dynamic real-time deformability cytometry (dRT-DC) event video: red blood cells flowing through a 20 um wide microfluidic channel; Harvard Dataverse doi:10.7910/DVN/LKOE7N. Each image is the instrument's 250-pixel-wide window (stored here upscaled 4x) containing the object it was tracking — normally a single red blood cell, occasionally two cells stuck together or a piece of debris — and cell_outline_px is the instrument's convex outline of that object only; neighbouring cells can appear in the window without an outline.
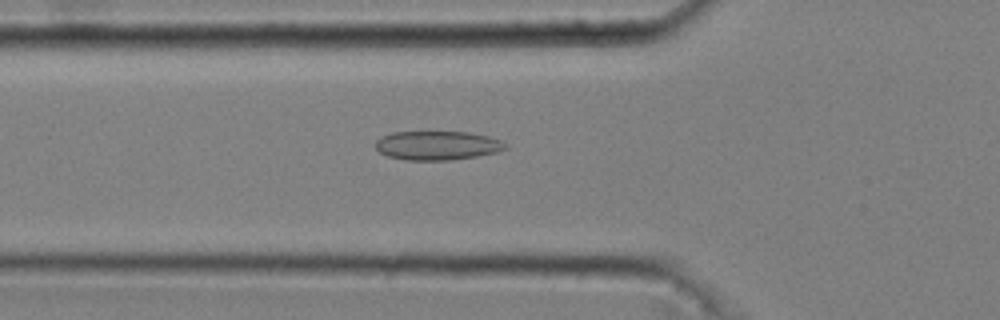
{"species": "common noctule bat (a hibernating species)", "species_latin": "Nyctalus noctula", "temperature_condition": "cold", "stored_images_in_passage": 49, "camera_frame_rate_fps": 3000, "um_per_image_px": 0.085, "animal": {"sex": "male", "body_mass_g": 20.4}, "frame": {"image": 1, "passage_image": 18, "time_ms": 5.667, "image_size_px": [1000, 320], "cell_outline_px": [[508, 148], [496, 152], [476, 156], [448, 160], [408, 160], [388, 156], [380, 152], [376, 148], [376, 140], [380, 136], [392, 132], [468, 132], [488, 136], [500, 140], [508, 144]], "centroid_in_image_um": [37.17, 12.36], "position_along_channel_um": 88.6, "area_um2": 21.91}}
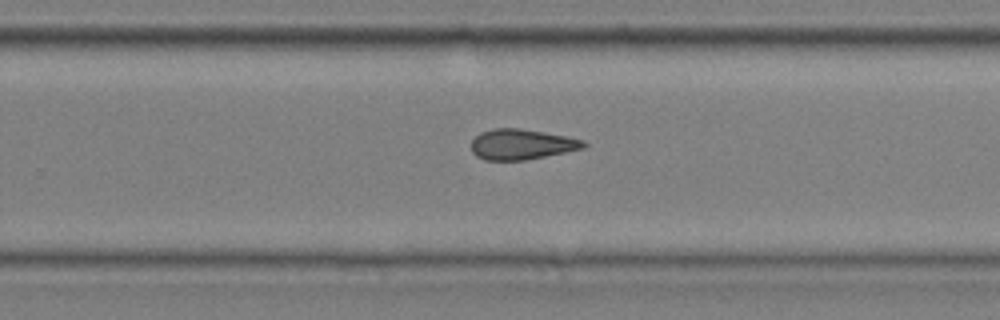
{"frame": {"image": 2, "passage_image": 34, "time_ms": 11.0, "image_size_px": [1000, 320], "cell_outline_px": [[588, 144], [584, 148], [524, 160], [484, 160], [476, 156], [472, 152], [472, 140], [480, 132], [492, 128], [520, 128], [544, 132], [584, 140]], "centroid_in_image_um": [44.31, 12.26], "position_along_channel_um": 285.5, "area_um2": 19.83}}
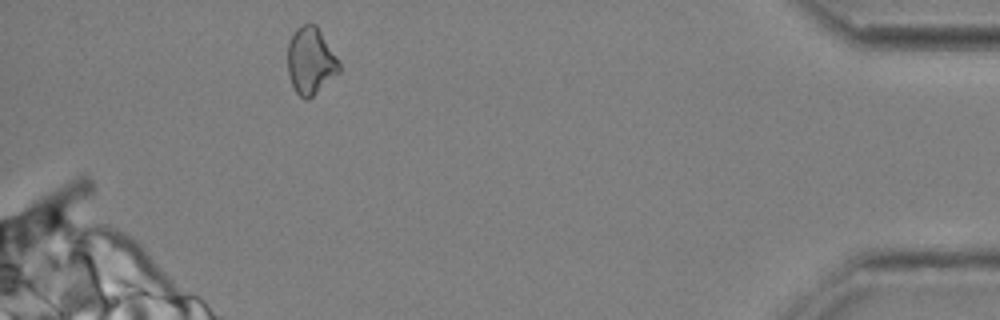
{"frame": {"image": 3, "passage_image": 48, "time_ms": 15.667, "image_size_px": [1000, 320], "cell_outline_px": [[340, 72], [308, 100], [304, 100], [296, 92], [292, 84], [288, 72], [288, 44], [296, 28], [300, 24], [316, 24], [340, 64]], "centroid_in_image_um": [26.39, 5.19], "position_along_channel_um": 408.8, "area_um2": 19.88}, "authors_computed_cell_mechanics": {"area_um2": 20.3456, "velocity_mm_per_s": 3.6825, "shape_relaxation_time_tau1_ms": null, "shape_relaxation_time_tau2_ms": 5.8462, "deformation_change_tau1": null, "deformation_change_tau2": 0.1559}}